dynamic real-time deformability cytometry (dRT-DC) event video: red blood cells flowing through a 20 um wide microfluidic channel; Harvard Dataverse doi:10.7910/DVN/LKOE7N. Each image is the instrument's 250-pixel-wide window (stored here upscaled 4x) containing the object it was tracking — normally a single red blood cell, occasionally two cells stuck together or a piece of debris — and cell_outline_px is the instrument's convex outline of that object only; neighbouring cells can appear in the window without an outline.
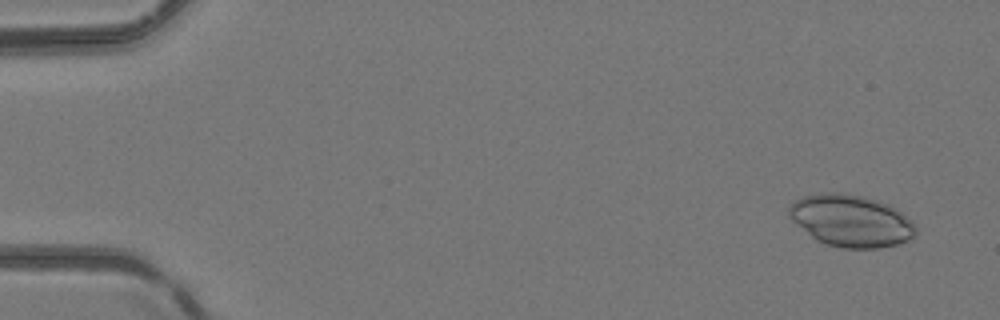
{"species": "common noctule bat (a hibernating species)", "species_latin": "Nyctalus noctula", "temperature_condition": "room temperature", "stored_images_in_passage": 5, "camera_frame_rate_fps": 3000, "um_per_image_px": 0.085, "animal": {"sex": "female", "body_mass_g": 24.6, "forearm_length_mm": 56.2}, "frame": {"image": 1, "passage_image": 1, "time_ms": 0.0, "image_size_px": [1000, 320], "cell_outline_px": [[916, 232], [908, 240], [896, 244], [880, 248], [840, 248], [824, 244], [816, 240], [792, 220], [788, 216], [788, 204], [804, 196], [824, 192], [836, 192], [864, 196], [888, 204], [896, 208], [912, 220], [916, 224]], "centroid_in_image_um": [72.33, 18.76], "position_along_channel_um": 12.7, "area_um2": 38.55}}